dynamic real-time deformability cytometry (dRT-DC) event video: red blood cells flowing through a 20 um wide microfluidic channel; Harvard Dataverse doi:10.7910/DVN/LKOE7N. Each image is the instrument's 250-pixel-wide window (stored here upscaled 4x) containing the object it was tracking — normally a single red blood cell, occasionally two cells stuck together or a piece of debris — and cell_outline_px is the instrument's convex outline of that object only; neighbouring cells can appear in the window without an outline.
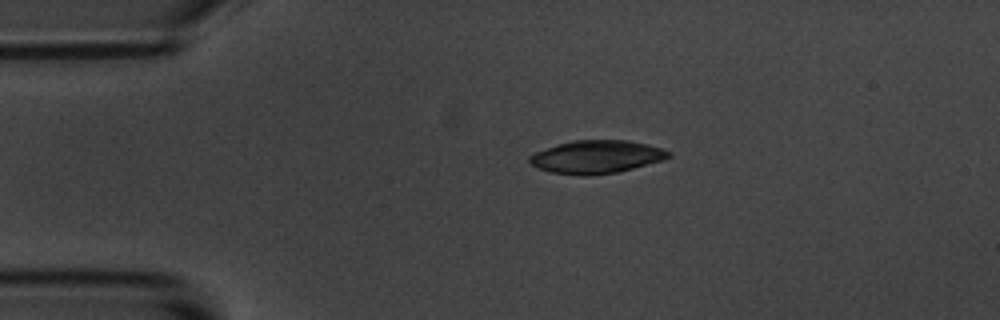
{"species": "common noctule bat (a hibernating species)", "species_latin": "Nyctalus noctula", "temperature_condition": "room temperature", "stored_images_in_passage": 4, "camera_frame_rate_fps": 3000, "um_per_image_px": 0.085, "animal": {"sex": "male", "body_mass_g": 20.1, "forearm_length_mm": 53.5}, "frame": {"image": 1, "passage_image": 3, "time_ms": 2.333, "image_size_px": [1000, 320], "cell_outline_px": [[672, 156], [664, 160], [616, 172], [588, 176], [580, 176], [552, 172], [540, 168], [532, 164], [528, 160], [528, 156], [536, 152], [556, 144], [572, 140], [628, 140], [648, 144], [672, 152]], "centroid_in_image_um": [50.72, 13.32], "position_along_channel_um": 34.3, "area_um2": 26.76}}